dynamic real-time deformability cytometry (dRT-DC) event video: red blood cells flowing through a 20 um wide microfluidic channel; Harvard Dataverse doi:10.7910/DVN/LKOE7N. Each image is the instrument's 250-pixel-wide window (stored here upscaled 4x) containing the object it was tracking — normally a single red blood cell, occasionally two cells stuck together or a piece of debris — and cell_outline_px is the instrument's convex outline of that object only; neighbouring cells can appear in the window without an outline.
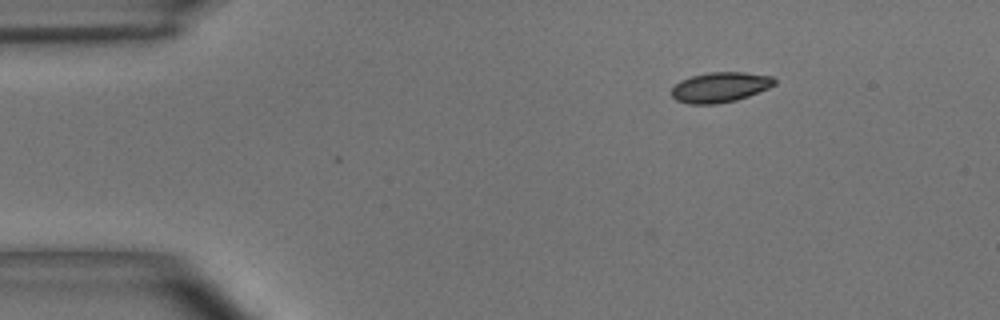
{"species": "common noctule bat (a hibernating species)", "species_latin": "Nyctalus noctula", "temperature_condition": "room temperature", "stored_images_in_passage": 6, "camera_frame_rate_fps": 3000, "um_per_image_px": 0.085, "animal": {"sex": "male", "body_mass_g": 15.6}, "frame": {"image": 1, "passage_image": 1, "time_ms": 0.0, "image_size_px": [1000, 320], "cell_outline_px": [[776, 84], [768, 88], [748, 96], [736, 100], [716, 104], [688, 104], [676, 100], [672, 96], [672, 88], [680, 80], [692, 76], [708, 72], [744, 72], [772, 76], [776, 80]], "centroid_in_image_um": [61.21, 7.41], "position_along_channel_um": 23.8, "area_um2": 18.09}}